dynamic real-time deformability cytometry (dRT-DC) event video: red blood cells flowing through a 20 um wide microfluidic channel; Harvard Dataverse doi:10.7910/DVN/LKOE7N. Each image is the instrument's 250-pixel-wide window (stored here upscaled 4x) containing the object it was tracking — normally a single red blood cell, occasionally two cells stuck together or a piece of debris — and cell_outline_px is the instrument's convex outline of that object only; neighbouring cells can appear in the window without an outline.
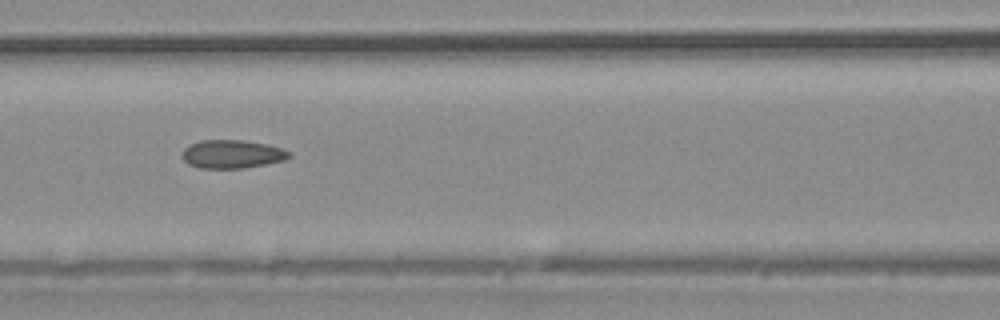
{"species": "common noctule bat (a hibernating species)", "species_latin": "Nyctalus noctula", "temperature_condition": "warm", "stored_images_in_passage": 9, "camera_frame_rate_fps": 3000, "um_per_image_px": 0.085, "animal": {"sex": "male", "body_mass_g": 20.4}, "frame": {"image": 1, "passage_image": 7, "time_ms": 2.0, "image_size_px": [1000, 320], "cell_outline_px": [[292, 156], [284, 160], [244, 168], [200, 168], [188, 164], [180, 156], [180, 152], [184, 148], [200, 140], [244, 140], [268, 144], [292, 152]], "centroid_in_image_um": [19.71, 13.09], "position_along_channel_um": 146.9, "area_um2": 17.8}}